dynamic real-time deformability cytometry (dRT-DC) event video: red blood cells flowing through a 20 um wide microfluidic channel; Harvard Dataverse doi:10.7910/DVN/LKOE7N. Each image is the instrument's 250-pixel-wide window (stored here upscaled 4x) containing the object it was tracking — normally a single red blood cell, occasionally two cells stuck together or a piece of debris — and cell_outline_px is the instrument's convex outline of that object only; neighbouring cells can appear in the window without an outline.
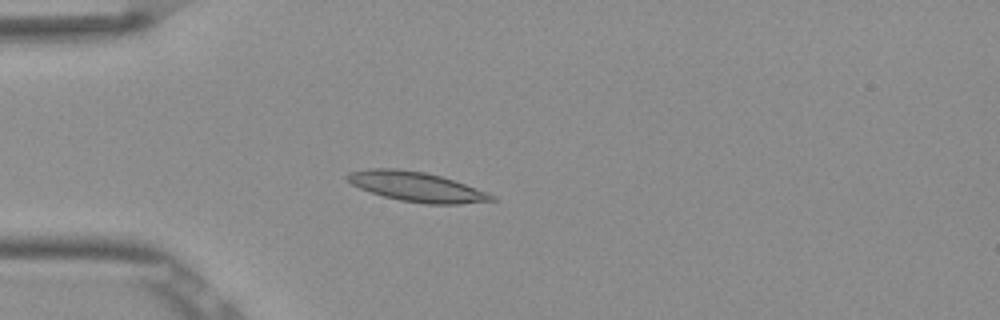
{"species": "Egyptian fruit bat (a non-hibernating species)", "species_latin": "Rousettus aegyptiacus", "temperature_condition": "room temperature", "stored_images_in_passage": 39, "camera_frame_rate_fps": 3000, "um_per_image_px": 0.085, "frame": {"image": 1, "passage_image": 1, "time_ms": 0.0, "image_size_px": [1000, 320], "cell_outline_px": [[496, 200], [460, 204], [428, 204], [400, 200], [384, 196], [360, 188], [352, 184], [344, 176], [348, 172], [368, 168], [396, 168], [424, 172], [440, 176], [488, 192], [496, 196]], "centroid_in_image_um": [35.39, 15.86], "position_along_channel_um": 49.6, "area_um2": 24.8}}
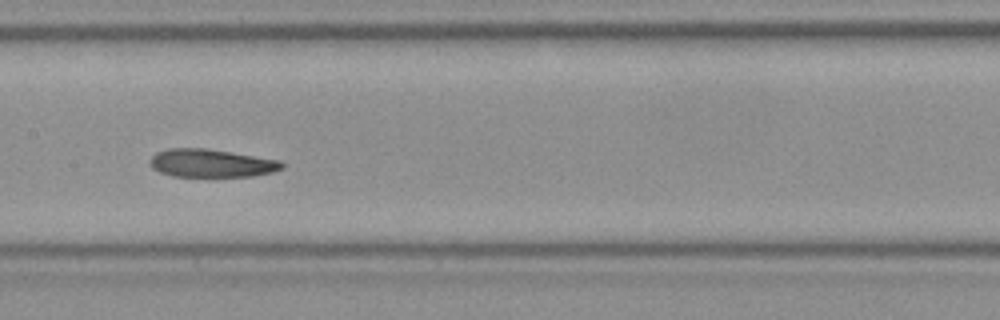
{"frame": {"image": 2, "passage_image": 13, "time_ms": 4.0, "image_size_px": [1000, 320], "cell_outline_px": [[284, 168], [272, 172], [252, 176], [172, 176], [160, 172], [152, 168], [148, 160], [156, 152], [168, 148], [208, 148], [280, 160], [284, 164]], "centroid_in_image_um": [17.94, 13.86], "position_along_channel_um": 189.5, "area_um2": 21.68}}
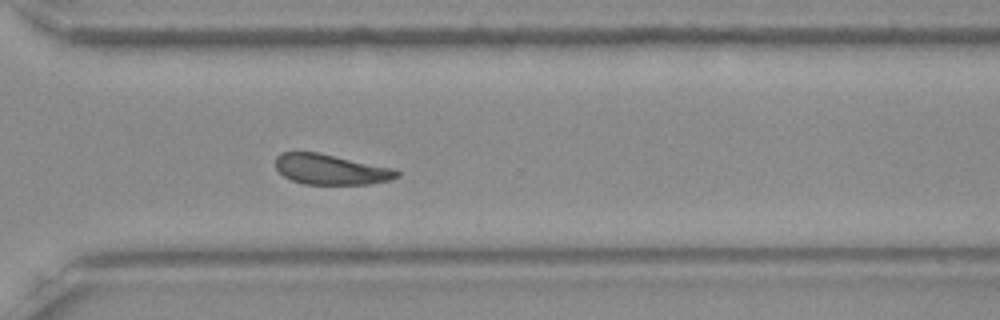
{"frame": {"image": 3, "passage_image": 25, "time_ms": 8.0, "image_size_px": [1000, 320], "cell_outline_px": [[400, 176], [388, 180], [368, 184], [304, 184], [292, 180], [284, 176], [276, 168], [276, 156], [280, 152], [316, 152], [396, 168], [400, 172]], "centroid_in_image_um": [28.14, 14.4], "position_along_channel_um": 342.5, "area_um2": 21.44}}